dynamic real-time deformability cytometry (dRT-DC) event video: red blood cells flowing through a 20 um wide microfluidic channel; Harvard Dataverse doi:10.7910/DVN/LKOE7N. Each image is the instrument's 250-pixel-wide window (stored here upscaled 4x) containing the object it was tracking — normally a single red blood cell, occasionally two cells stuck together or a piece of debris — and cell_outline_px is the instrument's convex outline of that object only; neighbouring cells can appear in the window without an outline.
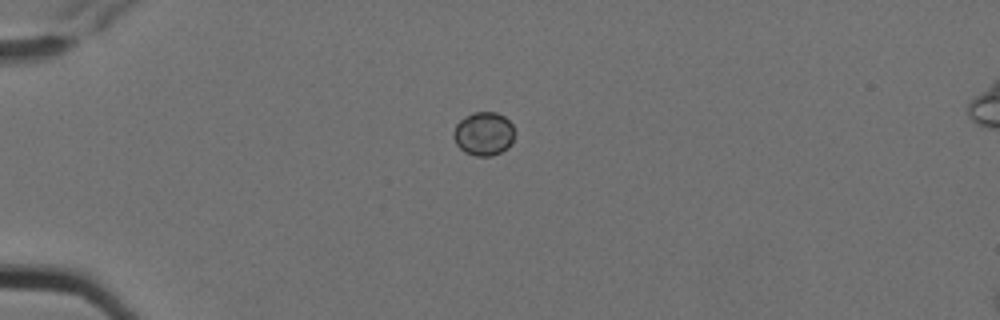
{"species": "Egyptian fruit bat (a non-hibernating species)", "species_latin": "Rousettus aegyptiacus", "temperature_condition": "cold", "stored_images_in_passage": 3, "camera_frame_rate_fps": 3000, "um_per_image_px": 0.085, "animal": {"sex": "female"}, "frame": {"image": 1, "passage_image": 1, "time_ms": 0.0, "image_size_px": [1000, 320], "cell_outline_px": [[512, 144], [508, 148], [492, 156], [476, 156], [464, 152], [456, 144], [452, 136], [456, 124], [464, 116], [472, 112], [496, 112], [504, 116], [512, 124]], "centroid_in_image_um": [41.08, 11.37], "position_along_channel_um": 43.9, "area_um2": 15.55}}